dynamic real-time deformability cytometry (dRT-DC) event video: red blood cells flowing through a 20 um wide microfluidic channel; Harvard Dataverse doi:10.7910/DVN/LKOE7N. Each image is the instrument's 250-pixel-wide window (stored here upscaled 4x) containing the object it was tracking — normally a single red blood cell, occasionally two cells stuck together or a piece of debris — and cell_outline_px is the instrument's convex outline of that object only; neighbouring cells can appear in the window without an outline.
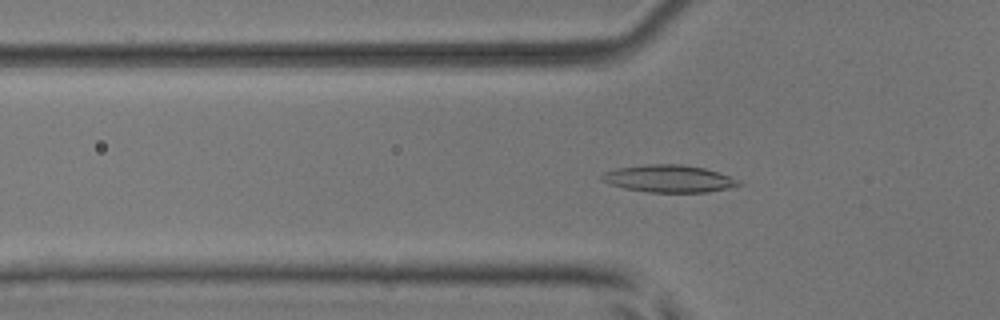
{"species": "common noctule bat (a hibernating species)", "species_latin": "Nyctalus noctula", "temperature_condition": "room temperature", "stored_images_in_passage": 54, "camera_frame_rate_fps": 3000, "um_per_image_px": 0.085, "animal": {"sex": "male", "body_mass_g": 17.9, "forearm_length_mm": 54.2}, "frame": {"image": 1, "passage_image": 18, "time_ms": 5.667, "image_size_px": [1000, 320], "cell_outline_px": [[744, 184], [728, 188], [708, 192], [648, 192], [624, 188], [600, 180], [600, 176], [604, 172], [616, 168], [644, 164], [680, 164], [704, 168], [740, 180]], "centroid_in_image_um": [56.84, 15.18], "position_along_channel_um": 69.0, "area_um2": 21.73}}
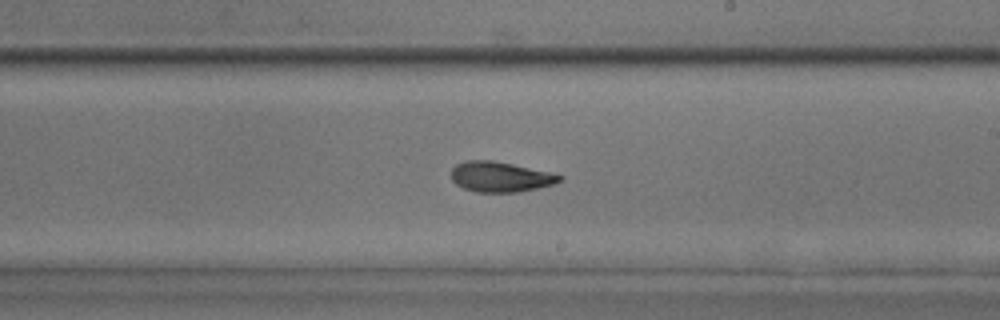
{"frame": {"image": 2, "passage_image": 32, "time_ms": 10.333, "image_size_px": [1000, 320], "cell_outline_px": [[564, 176], [560, 180], [552, 184], [520, 192], [476, 192], [464, 188], [456, 184], [452, 180], [452, 168], [456, 164], [464, 160], [492, 160], [512, 164], [548, 172]], "centroid_in_image_um": [42.48, 15.03], "position_along_channel_um": 246.5, "area_um2": 18.9}}
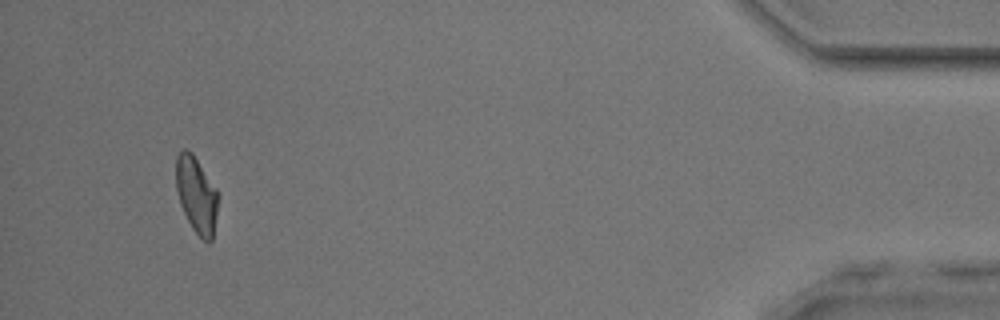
{"frame": {"image": 3, "passage_image": 51, "time_ms": 16.667, "image_size_px": [1000, 320], "cell_outline_px": [[220, 196], [212, 240], [208, 244], [192, 228], [180, 204], [176, 188], [176, 156], [184, 148], [188, 148], [192, 152], [216, 188]], "centroid_in_image_um": [16.71, 16.54], "position_along_channel_um": 418.5, "area_um2": 18.84}, "authors_computed_cell_mechanics": {"area_um2": 19.4208, "velocity_mm_per_s": 3.8226, "shape_relaxation_time_tau1_ms": 4.2841, "shape_relaxation_time_tau2_ms": 3.668, "deformation_change_tau1": 0.1568, "deformation_change_tau2": 0.1012}}